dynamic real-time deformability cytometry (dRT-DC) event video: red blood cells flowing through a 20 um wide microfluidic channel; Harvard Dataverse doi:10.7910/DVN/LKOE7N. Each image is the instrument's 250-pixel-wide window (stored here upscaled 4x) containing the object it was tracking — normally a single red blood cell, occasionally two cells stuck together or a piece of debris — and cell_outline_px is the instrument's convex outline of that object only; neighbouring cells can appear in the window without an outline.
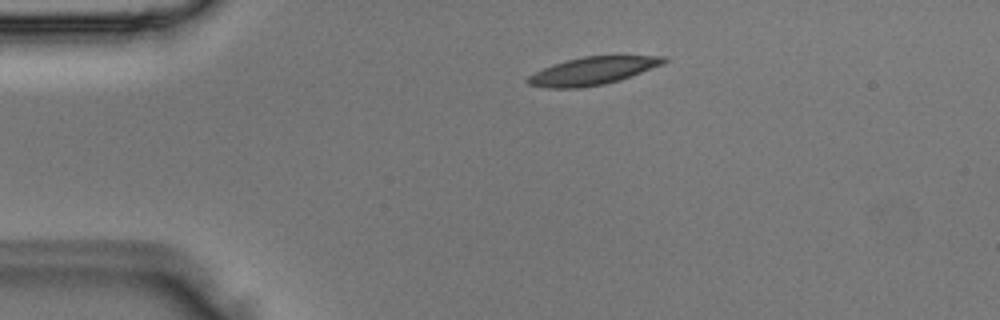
{"species": "Egyptian fruit bat (a non-hibernating species)", "species_latin": "Rousettus aegyptiacus", "temperature_condition": "room temperature", "stored_images_in_passage": 2, "camera_frame_rate_fps": 3000, "um_per_image_px": 0.085, "animal": {"sex": "male"}, "frame": {"image": 1, "passage_image": 2, "time_ms": 0.333, "image_size_px": [1000, 320], "cell_outline_px": [[668, 60], [664, 64], [620, 80], [604, 84], [580, 88], [548, 88], [528, 84], [524, 80], [528, 76], [552, 64], [584, 56], [668, 56]], "centroid_in_image_um": [50.38, 6.03], "position_along_channel_um": 34.6, "area_um2": 21.96}}